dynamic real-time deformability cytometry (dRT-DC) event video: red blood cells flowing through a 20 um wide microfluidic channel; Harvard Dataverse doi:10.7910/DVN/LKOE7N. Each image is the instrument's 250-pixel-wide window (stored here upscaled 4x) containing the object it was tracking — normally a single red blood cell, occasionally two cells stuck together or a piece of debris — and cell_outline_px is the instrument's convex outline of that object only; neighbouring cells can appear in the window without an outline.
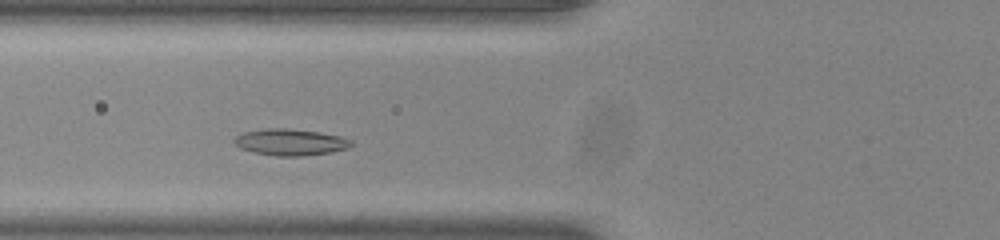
{"species": "common noctule bat (a hibernating species)", "species_latin": "Nyctalus noctula", "temperature_condition": "room temperature", "stored_images_in_passage": 41, "camera_frame_rate_fps": 3000, "um_per_image_px": 0.085, "animal": {"sex": "male", "body_mass_g": 20.0, "forearm_length_mm": 53.3}, "frame": {"image": 1, "passage_image": 9, "time_ms": 2.667, "image_size_px": [1000, 240], "cell_outline_px": [[352, 144], [348, 148], [332, 152], [300, 156], [276, 156], [256, 152], [240, 148], [232, 140], [236, 136], [244, 132], [268, 128], [288, 128], [320, 132], [340, 136], [352, 140]], "centroid_in_image_um": [24.7, 12.08], "position_along_channel_um": 101.1, "area_um2": 17.98}}
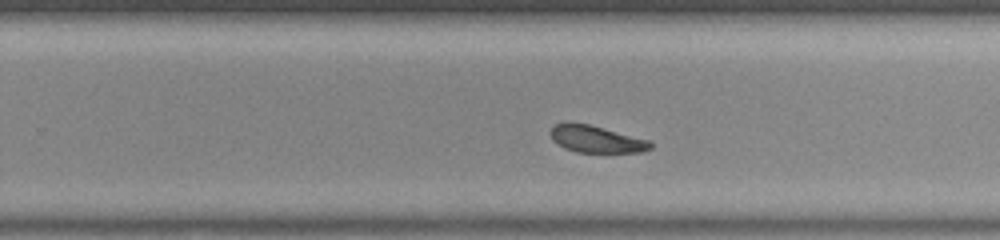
{"frame": {"image": 2, "passage_image": 23, "time_ms": 7.333, "image_size_px": [1000, 240], "cell_outline_px": [[652, 148], [644, 152], [576, 152], [564, 148], [556, 144], [552, 140], [548, 132], [552, 124], [564, 120], [568, 120], [588, 124], [648, 140], [652, 144]], "centroid_in_image_um": [50.55, 11.79], "position_along_channel_um": 279.2, "area_um2": 16.13}}
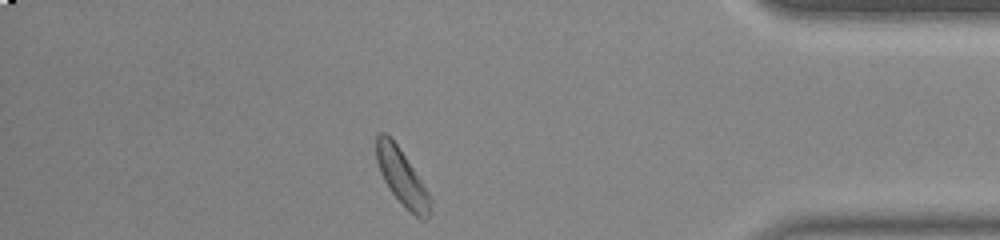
{"frame": {"image": 3, "passage_image": 35, "time_ms": 11.333, "image_size_px": [1000, 240], "cell_outline_px": [[432, 200], [428, 216], [424, 220], [416, 216], [388, 188], [380, 172], [376, 160], [376, 136], [380, 132], [384, 132], [396, 144], [432, 196]], "centroid_in_image_um": [34.16, 15.05], "position_along_channel_um": 401.0, "area_um2": 17.11}, "authors_computed_cell_mechanics": {"area_um2": 17.1666, "velocity_mm_per_s": 3.8236, "shape_relaxation_time_tau1_ms": 2.8006, "shape_relaxation_time_tau2_ms": 3.9805, "deformation_change_tau1": 0.0631, "deformation_change_tau2": 0.1159}}